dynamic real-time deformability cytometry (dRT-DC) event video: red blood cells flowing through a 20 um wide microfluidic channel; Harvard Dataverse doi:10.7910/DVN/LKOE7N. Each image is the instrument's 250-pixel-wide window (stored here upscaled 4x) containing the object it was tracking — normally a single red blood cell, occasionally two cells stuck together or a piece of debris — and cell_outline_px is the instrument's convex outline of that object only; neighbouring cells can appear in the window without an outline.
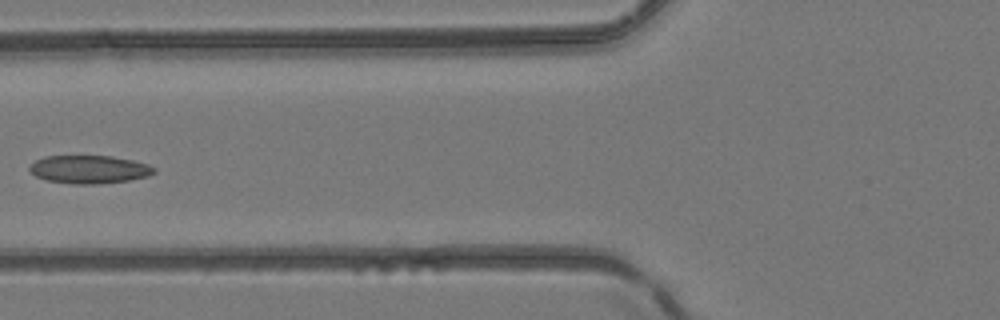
{"species": "common noctule bat (a hibernating species)", "species_latin": "Nyctalus noctula", "temperature_condition": "room temperature", "stored_images_in_passage": 6, "camera_frame_rate_fps": 3000, "um_per_image_px": 0.085, "animal": {"sex": "female", "body_mass_g": 24.6, "forearm_length_mm": 56.2}, "frame": {"image": 1, "passage_image": 6, "time_ms": 5.667, "image_size_px": [1000, 320], "cell_outline_px": [[156, 172], [148, 176], [128, 180], [92, 184], [72, 184], [48, 180], [36, 176], [28, 168], [36, 160], [44, 156], [112, 156], [132, 160], [148, 164], [156, 168]], "centroid_in_image_um": [7.6, 14.39], "position_along_channel_um": 118.2, "area_um2": 20.23}}